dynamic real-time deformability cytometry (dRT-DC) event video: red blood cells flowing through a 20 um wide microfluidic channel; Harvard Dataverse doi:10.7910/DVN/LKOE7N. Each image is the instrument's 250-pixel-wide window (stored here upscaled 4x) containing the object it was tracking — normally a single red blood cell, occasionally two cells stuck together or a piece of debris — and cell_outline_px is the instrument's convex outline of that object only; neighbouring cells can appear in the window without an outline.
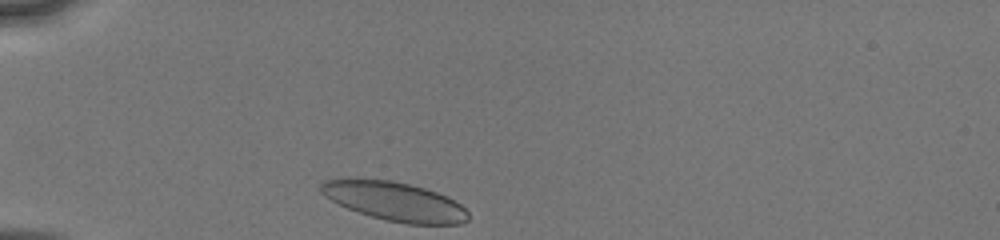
{"species": "human", "species_latin": "Homo sapiens", "temperature_condition": "cold", "stored_images_in_passage": 26, "camera_frame_rate_fps": 3000, "um_per_image_px": 0.085, "donor": {"sex": "male"}, "frame": {"image": 1, "passage_image": 1, "time_ms": 0.0, "image_size_px": [1000, 240], "cell_outline_px": [[468, 220], [460, 224], [408, 224], [384, 220], [348, 208], [324, 196], [320, 192], [320, 184], [324, 180], [340, 176], [356, 176], [392, 180], [424, 188], [436, 192], [460, 204], [468, 212]], "centroid_in_image_um": [33.45, 17.07], "position_along_channel_um": 51.6, "area_um2": 33.93}}
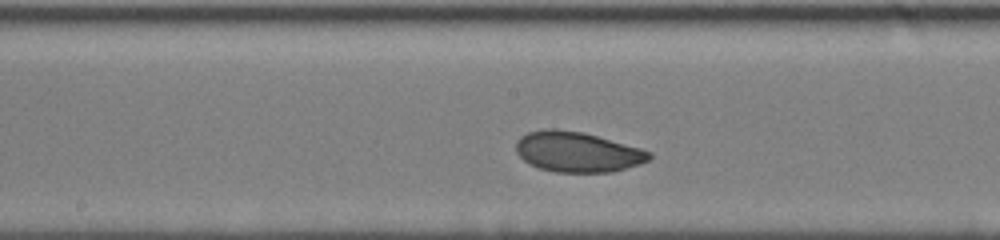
{"frame": {"image": 2, "passage_image": 14, "time_ms": 4.333, "image_size_px": [1000, 240], "cell_outline_px": [[652, 156], [648, 160], [640, 164], [612, 172], [556, 172], [540, 168], [524, 160], [516, 152], [516, 140], [520, 136], [528, 132], [544, 128], [556, 128], [584, 132], [640, 148], [652, 152]], "centroid_in_image_um": [49.07, 12.9], "position_along_channel_um": 199.1, "area_um2": 31.33}}
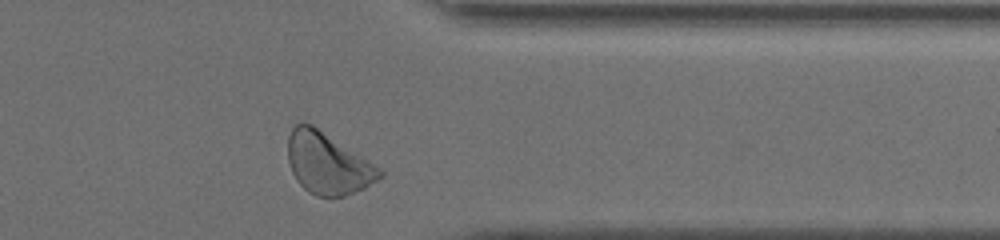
{"frame": {"image": 3, "passage_image": 25, "time_ms": 9.0, "image_size_px": [1000, 240], "cell_outline_px": [[384, 176], [364, 188], [344, 196], [316, 196], [308, 192], [296, 180], [292, 172], [288, 160], [288, 136], [292, 128], [296, 124], [312, 124], [380, 168], [384, 172]], "centroid_in_image_um": [27.85, 13.91], "position_along_channel_um": 383.6, "area_um2": 32.48}, "authors_computed_cell_mechanics": {"area_um2": 31.1831, "velocity_mm_per_s": 4.0113, "shape_relaxation_time_tau1_ms": 2.5256, "shape_relaxation_time_tau2_ms": 2.661, "deformation_change_tau1": 0.0845, "deformation_change_tau2": 0.0608}}